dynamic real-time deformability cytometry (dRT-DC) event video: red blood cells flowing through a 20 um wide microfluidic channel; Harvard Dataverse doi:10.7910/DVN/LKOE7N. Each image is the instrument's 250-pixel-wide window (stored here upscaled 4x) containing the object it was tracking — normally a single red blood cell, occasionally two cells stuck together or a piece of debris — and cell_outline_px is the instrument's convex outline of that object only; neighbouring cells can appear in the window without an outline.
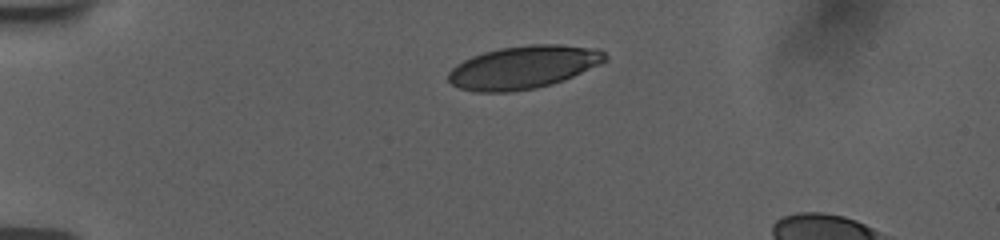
{"species": "human", "species_latin": "Homo sapiens", "temperature_condition": "room temperature", "stored_images_in_passage": 36, "camera_frame_rate_fps": 3000, "um_per_image_px": 0.085, "donor": {"sex": "female"}, "frame": {"image": 1, "passage_image": 1, "time_ms": 0.0, "image_size_px": [1000, 240], "cell_outline_px": [[608, 60], [600, 64], [564, 80], [552, 84], [536, 88], [512, 92], [472, 92], [460, 88], [452, 84], [448, 80], [448, 72], [456, 64], [472, 56], [484, 52], [500, 48], [528, 44], [560, 44], [600, 48], [608, 56]], "centroid_in_image_um": [44.51, 5.71], "position_along_channel_um": 40.5, "area_um2": 39.59}}
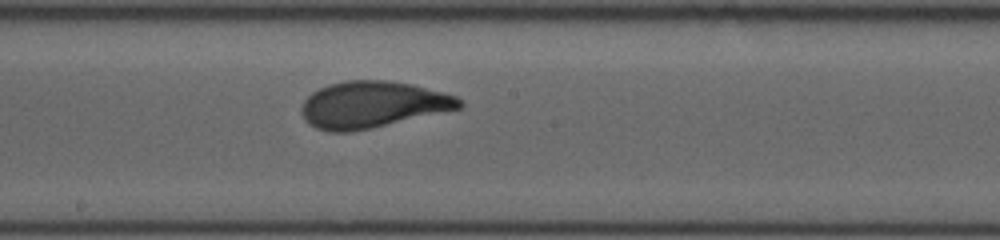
{"frame": {"image": 2, "passage_image": 19, "time_ms": 6.0, "image_size_px": [1000, 240], "cell_outline_px": [[464, 104], [460, 108], [352, 132], [332, 132], [316, 128], [308, 124], [304, 120], [300, 112], [300, 108], [304, 100], [312, 92], [328, 84], [344, 80], [384, 80], [412, 84], [456, 96]], "centroid_in_image_um": [31.59, 8.89], "position_along_channel_um": 216.6, "area_um2": 42.66}}
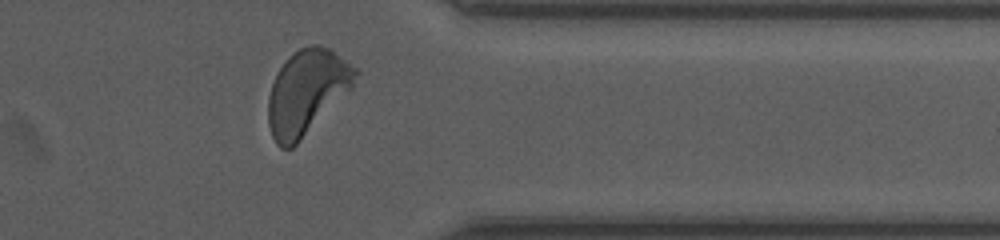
{"frame": {"image": 3, "passage_image": 33, "time_ms": 10.667, "image_size_px": [1000, 240], "cell_outline_px": [[360, 72], [352, 88], [292, 148], [280, 148], [276, 144], [272, 136], [268, 124], [268, 96], [276, 72], [284, 60], [288, 56], [300, 48], [308, 44], [320, 44], [328, 48], [356, 68]], "centroid_in_image_um": [26.06, 7.8], "position_along_channel_um": 385.3, "area_um2": 42.89}, "authors_computed_cell_mechanics": {"area_um2": 42.0206, "velocity_mm_per_s": 3.7417, "shape_relaxation_time_tau1_ms": 3.3149, "shape_relaxation_time_tau2_ms": null, "deformation_change_tau1": 0.148, "deformation_change_tau2": null}}